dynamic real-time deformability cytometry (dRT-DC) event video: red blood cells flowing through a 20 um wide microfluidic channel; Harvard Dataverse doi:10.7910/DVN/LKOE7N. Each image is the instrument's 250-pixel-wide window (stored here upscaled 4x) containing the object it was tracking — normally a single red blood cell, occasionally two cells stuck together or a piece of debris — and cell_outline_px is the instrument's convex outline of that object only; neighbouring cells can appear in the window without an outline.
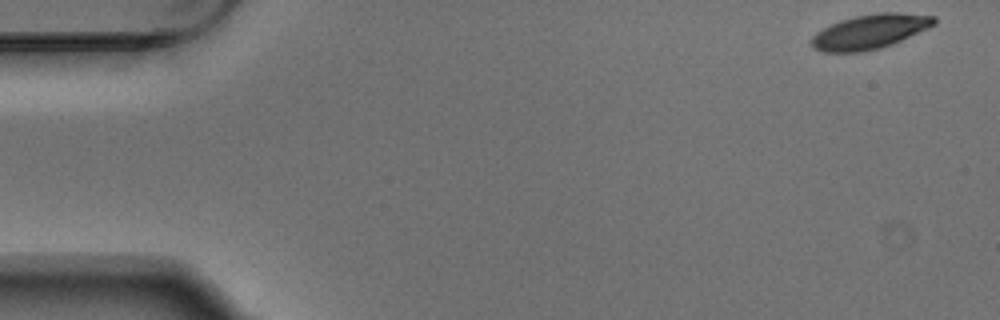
{"species": "Egyptian fruit bat (a non-hibernating species)", "species_latin": "Rousettus aegyptiacus", "temperature_condition": "warm", "stored_images_in_passage": 7, "camera_frame_rate_fps": 3000, "um_per_image_px": 0.085, "animal": {"sex": "male"}, "frame": {"image": 1, "passage_image": 1, "time_ms": 0.0, "image_size_px": [1000, 320], "cell_outline_px": [[936, 24], [928, 28], [892, 44], [880, 48], [860, 52], [824, 52], [812, 48], [812, 36], [816, 32], [840, 20], [856, 16], [876, 12], [900, 12], [936, 16]], "centroid_in_image_um": [73.96, 2.68], "position_along_channel_um": 11.0, "area_um2": 24.62}}
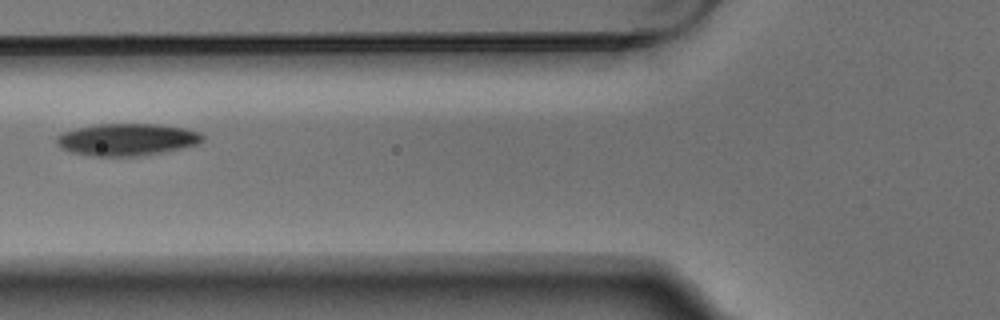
{"frame": {"image": 2, "passage_image": 5, "time_ms": 1.333, "image_size_px": [1000, 320], "cell_outline_px": [[204, 140], [200, 144], [160, 152], [136, 156], [96, 156], [72, 152], [60, 148], [56, 144], [56, 136], [64, 132], [76, 128], [96, 124], [156, 124], [184, 128], [200, 132], [204, 136]], "centroid_in_image_um": [10.78, 11.85], "position_along_channel_um": 115.0, "area_um2": 27.22}}
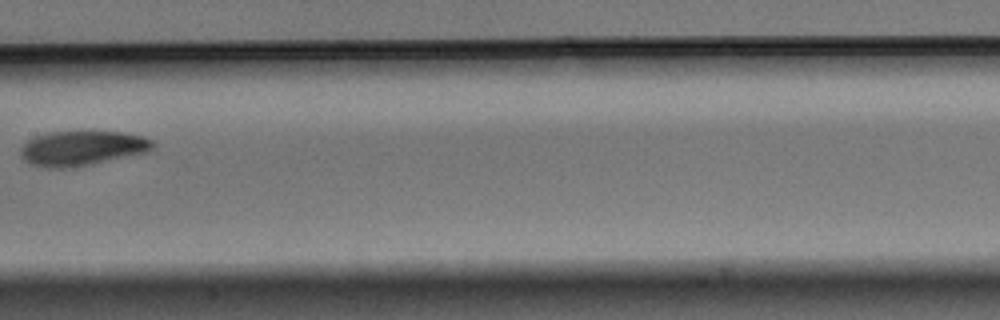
{"frame": {"image": 3, "passage_image": 7, "time_ms": 2.0, "image_size_px": [1000, 320], "cell_outline_px": [[156, 144], [152, 148], [144, 152], [88, 164], [60, 168], [48, 168], [32, 164], [24, 160], [20, 156], [20, 148], [28, 140], [36, 136], [48, 132], [92, 128], [124, 132], [144, 136], [152, 140]], "centroid_in_image_um": [6.96, 12.52], "position_along_channel_um": 200.4, "area_um2": 27.34}}